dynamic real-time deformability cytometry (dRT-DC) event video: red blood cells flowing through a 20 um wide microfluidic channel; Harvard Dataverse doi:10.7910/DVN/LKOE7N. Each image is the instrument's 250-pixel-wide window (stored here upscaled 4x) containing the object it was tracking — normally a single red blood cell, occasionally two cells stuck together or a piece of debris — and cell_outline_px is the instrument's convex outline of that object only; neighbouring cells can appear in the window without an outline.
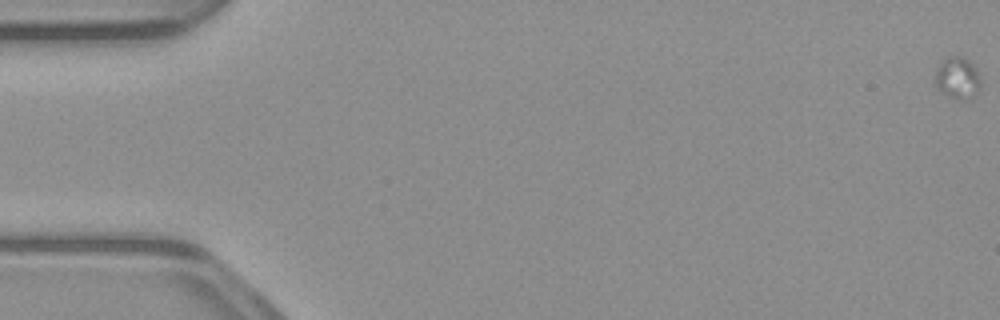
{"species": "common noctule bat (a hibernating species)", "species_latin": "Nyctalus noctula", "temperature_condition": "warm", "stored_images_in_passage": 25, "camera_frame_rate_fps": 3000, "um_per_image_px": 0.085, "animal": {"sex": "male", "body_mass_g": 23.1, "forearm_length_mm": 52.7}, "frame": {"image": 1, "passage_image": 1, "time_ms": 0.0, "image_size_px": [1000, 320], "cell_outline_px": [[980, 84], [972, 100], [952, 100], [936, 88], [936, 68], [948, 56], [964, 56], [976, 68], [980, 76]], "centroid_in_image_um": [81.4, 6.67], "position_along_channel_um": 3.6, "area_um2": 11.33}}